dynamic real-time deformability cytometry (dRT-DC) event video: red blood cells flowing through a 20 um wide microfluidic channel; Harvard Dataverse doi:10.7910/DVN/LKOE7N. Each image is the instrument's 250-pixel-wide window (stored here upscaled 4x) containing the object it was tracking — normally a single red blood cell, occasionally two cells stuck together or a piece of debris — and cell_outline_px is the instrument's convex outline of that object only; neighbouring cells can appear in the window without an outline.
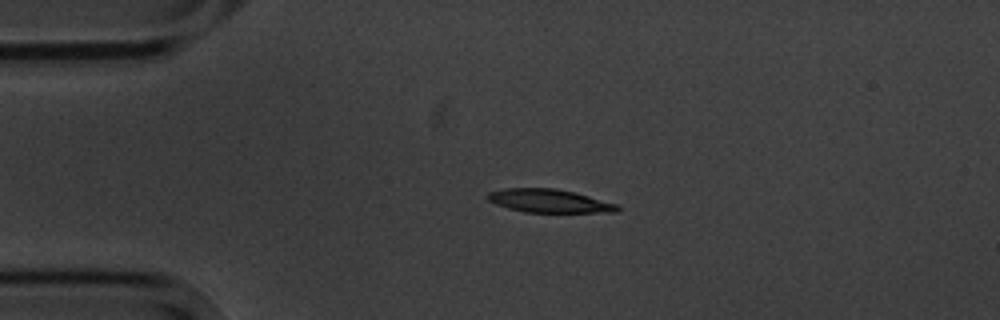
{"species": "common noctule bat (a hibernating species)", "species_latin": "Nyctalus noctula", "temperature_condition": "cold", "stored_images_in_passage": 5, "camera_frame_rate_fps": 3000, "um_per_image_px": 0.085, "animal": {"sex": "male", "body_mass_g": 20.1, "forearm_length_mm": 53.5}, "frame": {"image": 1, "passage_image": 3, "time_ms": 2.667, "image_size_px": [1000, 320], "cell_outline_px": [[620, 208], [616, 212], [524, 212], [508, 208], [496, 204], [488, 200], [484, 196], [488, 192], [504, 188], [556, 188], [588, 196], [616, 204]], "centroid_in_image_um": [46.61, 17.07], "position_along_channel_um": 38.4, "area_um2": 17.51}}